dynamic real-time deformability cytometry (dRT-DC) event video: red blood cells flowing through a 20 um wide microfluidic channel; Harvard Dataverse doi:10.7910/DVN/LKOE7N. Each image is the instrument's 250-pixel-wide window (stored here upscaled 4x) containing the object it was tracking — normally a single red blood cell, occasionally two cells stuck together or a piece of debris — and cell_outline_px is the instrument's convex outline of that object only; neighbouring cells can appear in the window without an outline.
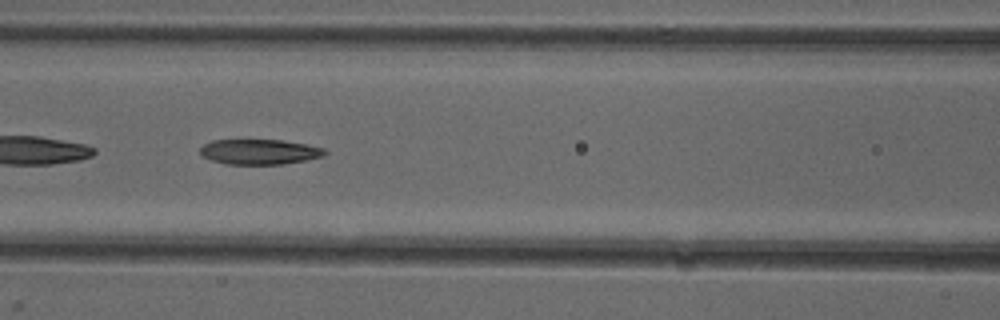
{"species": "common noctule bat (a hibernating species)", "species_latin": "Nyctalus noctula", "temperature_condition": "cold", "stored_images_in_passage": 51, "camera_frame_rate_fps": 3000, "um_per_image_px": 0.085, "animal": {"sex": "female"}, "frame": {"image": 1, "passage_image": 22, "time_ms": 7.0, "image_size_px": [1000, 320], "cell_outline_px": [[328, 152], [324, 156], [284, 164], [224, 164], [200, 156], [200, 148], [204, 144], [212, 140], [284, 140], [308, 144], [324, 148]], "centroid_in_image_um": [22.06, 12.9], "position_along_channel_um": 144.5, "area_um2": 18.44}, "authors_computed_cell_mechanics": {"area_um2": 19.4208, "velocity_mm_per_s": 4.0331, "shape_relaxation_time_tau1_ms": null, "shape_relaxation_time_tau2_ms": 4.8474, "deformation_change_tau1": null, "deformation_change_tau2": 0.1325}}